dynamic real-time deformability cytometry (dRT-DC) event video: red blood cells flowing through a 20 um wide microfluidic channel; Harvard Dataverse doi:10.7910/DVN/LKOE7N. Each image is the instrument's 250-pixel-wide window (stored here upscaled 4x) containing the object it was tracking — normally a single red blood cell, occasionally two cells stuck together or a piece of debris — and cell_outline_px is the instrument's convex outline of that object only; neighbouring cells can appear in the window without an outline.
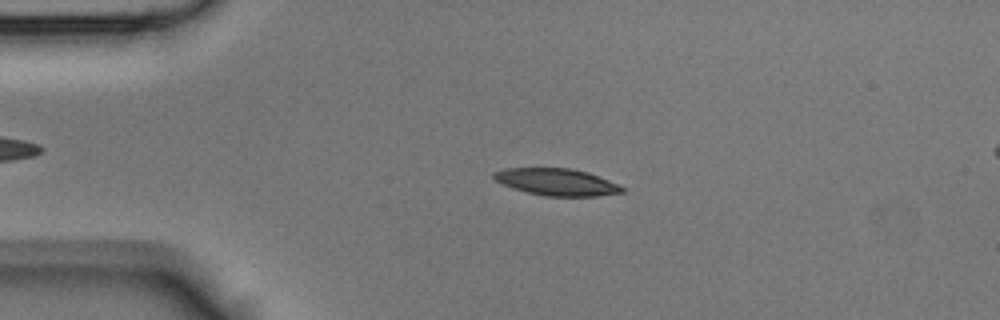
{"species": "Egyptian fruit bat (a non-hibernating species)", "species_latin": "Rousettus aegyptiacus", "temperature_condition": "room temperature", "stored_images_in_passage": 43, "camera_frame_rate_fps": 3000, "um_per_image_px": 0.085, "animal": {"sex": "male"}, "frame": {"image": 1, "passage_image": 9, "time_ms": 2.667, "image_size_px": [1000, 320], "cell_outline_px": [[624, 192], [596, 196], [544, 196], [528, 192], [504, 184], [496, 180], [492, 176], [492, 172], [504, 168], [572, 168], [588, 172], [608, 180], [624, 188]], "centroid_in_image_um": [47.31, 15.46], "position_along_channel_um": 37.7, "area_um2": 19.94}}
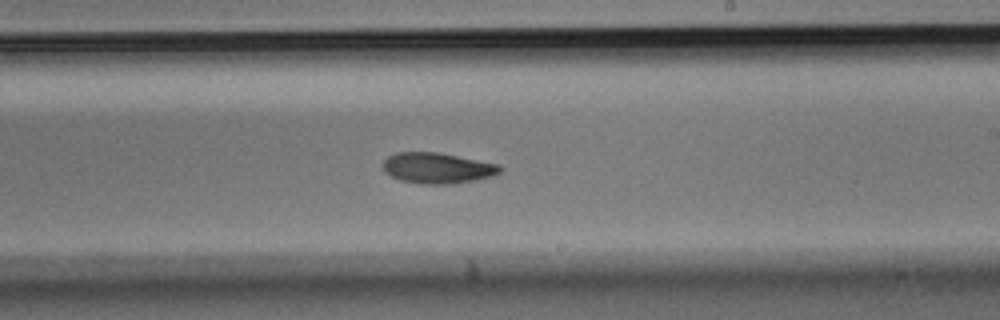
{"frame": {"image": 2, "passage_image": 25, "time_ms": 8.0, "image_size_px": [1000, 320], "cell_outline_px": [[504, 168], [500, 172], [492, 176], [476, 180], [452, 184], [420, 184], [400, 180], [384, 172], [384, 160], [388, 156], [396, 152], [436, 152], [500, 164]], "centroid_in_image_um": [37.2, 14.29], "position_along_channel_um": 251.8, "area_um2": 21.04}}
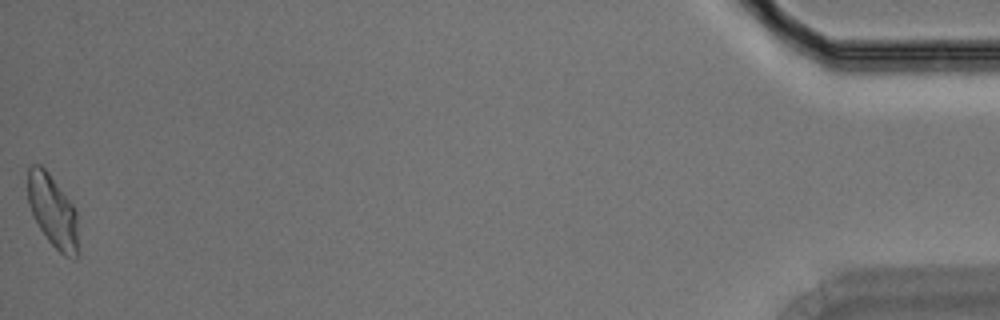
{"frame": {"image": 3, "passage_image": 43, "time_ms": 14.0, "image_size_px": [1000, 320], "cell_outline_px": [[76, 260], [72, 260], [64, 256], [48, 240], [40, 228], [28, 204], [28, 168], [32, 164], [40, 164], [48, 172], [76, 208]], "centroid_in_image_um": [4.47, 17.92], "position_along_channel_um": 430.7, "area_um2": 20.92}}